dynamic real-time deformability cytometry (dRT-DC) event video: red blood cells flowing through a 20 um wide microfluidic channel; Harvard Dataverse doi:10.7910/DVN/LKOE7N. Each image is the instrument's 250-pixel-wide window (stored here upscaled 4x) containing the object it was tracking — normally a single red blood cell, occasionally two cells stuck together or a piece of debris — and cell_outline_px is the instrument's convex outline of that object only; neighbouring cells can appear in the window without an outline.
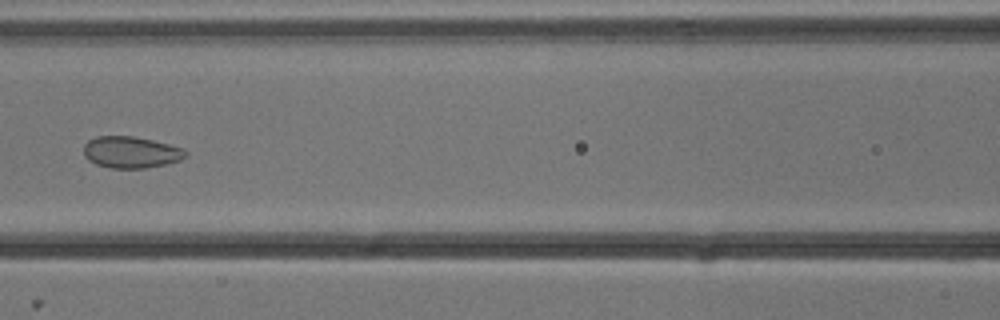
{"species": "common noctule bat (a hibernating species)", "species_latin": "Nyctalus noctula", "temperature_condition": "cold", "stored_images_in_passage": 7, "camera_frame_rate_fps": 3000, "um_per_image_px": 0.085, "animal": {"sex": "male", "body_mass_g": 13.3}, "frame": {"image": 1, "passage_image": 6, "time_ms": 1.667, "image_size_px": [1000, 320], "cell_outline_px": [[188, 156], [180, 160], [164, 164], [144, 168], [112, 168], [96, 164], [88, 160], [84, 156], [84, 144], [88, 140], [96, 136], [132, 136], [152, 140], [184, 148], [188, 152]], "centroid_in_image_um": [11.13, 12.93], "position_along_channel_um": 155.5, "area_um2": 18.79}}
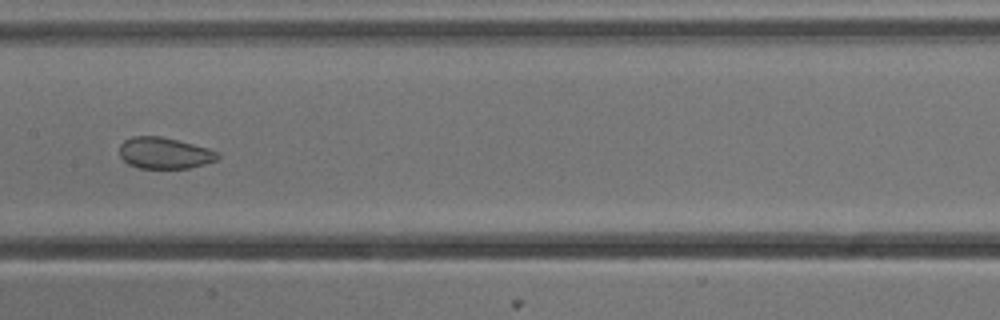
{"frame": {"image": 2, "passage_image": 7, "time_ms": 2.0, "image_size_px": [1000, 320], "cell_outline_px": [[220, 156], [216, 160], [204, 164], [188, 168], [140, 168], [128, 164], [120, 156], [120, 144], [124, 140], [132, 136], [160, 136], [208, 148], [220, 152]], "centroid_in_image_um": [13.98, 13.01], "position_along_channel_um": 193.4, "area_um2": 17.86}}